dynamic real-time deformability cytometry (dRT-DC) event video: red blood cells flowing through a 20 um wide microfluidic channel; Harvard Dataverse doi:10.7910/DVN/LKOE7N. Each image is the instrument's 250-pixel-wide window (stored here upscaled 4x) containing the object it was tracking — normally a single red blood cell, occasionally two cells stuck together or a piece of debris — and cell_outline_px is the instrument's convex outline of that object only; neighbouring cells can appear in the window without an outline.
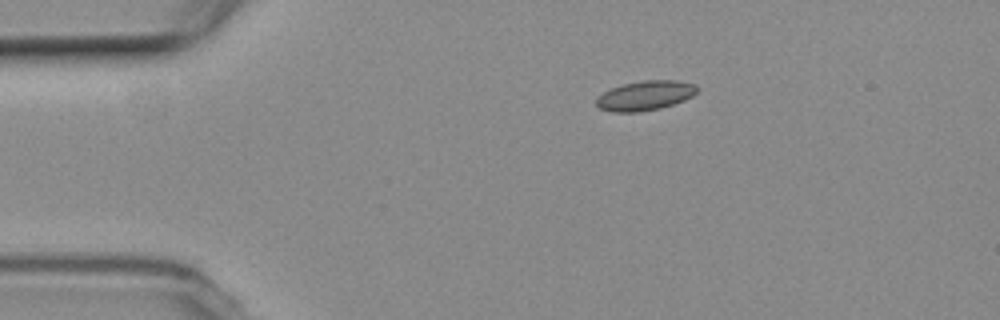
{"species": "common noctule bat (a hibernating species)", "species_latin": "Nyctalus noctula", "temperature_condition": "room temperature", "stored_images_in_passage": 4, "camera_frame_rate_fps": 3000, "um_per_image_px": 0.085, "animal": {"sex": "female", "body_mass_g": 19.3, "forearm_length_mm": 54.1}, "frame": {"image": 1, "passage_image": 1, "time_ms": 0.0, "image_size_px": [1000, 320], "cell_outline_px": [[700, 88], [692, 96], [684, 100], [660, 108], [640, 112], [612, 112], [600, 108], [596, 104], [596, 96], [612, 88], [624, 84], [644, 80], [676, 80], [696, 84]], "centroid_in_image_um": [54.85, 8.12], "position_along_channel_um": 30.1, "area_um2": 17.4}}
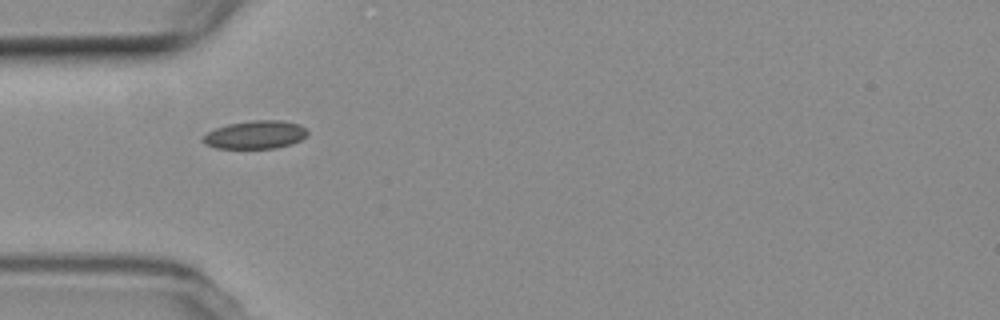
{"frame": {"image": 2, "passage_image": 3, "time_ms": 2.333, "image_size_px": [1000, 320], "cell_outline_px": [[308, 132], [300, 140], [292, 144], [276, 148], [216, 148], [204, 144], [200, 140], [208, 132], [216, 128], [228, 124], [252, 120], [284, 120], [300, 124]], "centroid_in_image_um": [21.69, 11.45], "position_along_channel_um": 63.3, "area_um2": 17.17}}
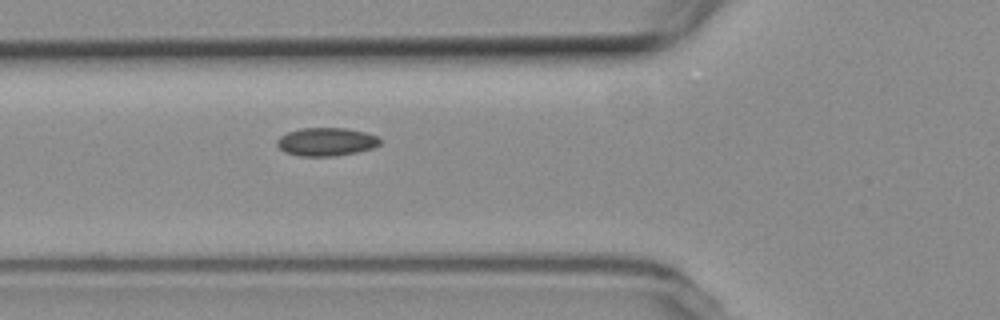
{"frame": {"image": 3, "passage_image": 4, "time_ms": 3.333, "image_size_px": [1000, 320], "cell_outline_px": [[380, 144], [372, 148], [356, 152], [336, 156], [300, 156], [284, 152], [276, 144], [276, 140], [280, 136], [288, 132], [300, 128], [344, 128], [364, 132], [376, 136], [380, 140]], "centroid_in_image_um": [27.69, 12.05], "position_along_channel_um": 98.1, "area_um2": 16.88}}